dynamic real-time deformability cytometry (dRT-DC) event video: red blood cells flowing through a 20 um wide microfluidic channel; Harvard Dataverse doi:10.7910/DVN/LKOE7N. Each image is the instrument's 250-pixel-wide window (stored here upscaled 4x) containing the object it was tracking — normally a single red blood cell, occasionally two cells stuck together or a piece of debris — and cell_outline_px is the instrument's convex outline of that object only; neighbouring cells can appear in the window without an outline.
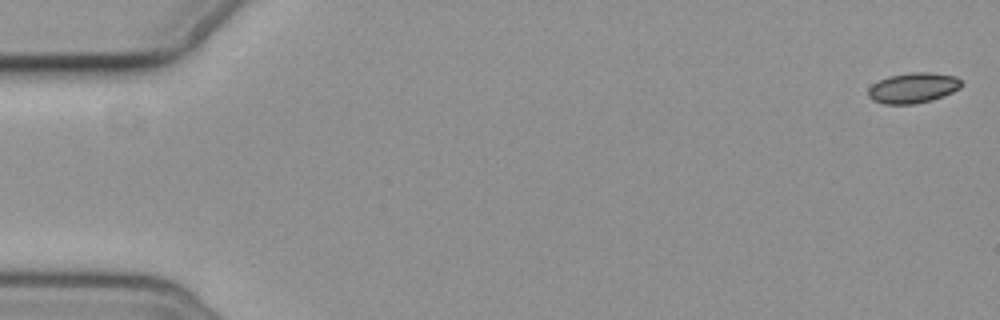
{"species": "common noctule bat (a hibernating species)", "species_latin": "Nyctalus noctula", "temperature_condition": "cold", "stored_images_in_passage": 2, "camera_frame_rate_fps": 3000, "um_per_image_px": 0.085, "animal": {"sex": "female", "body_mass_g": 19.3, "forearm_length_mm": 54.1}, "frame": {"image": 1, "passage_image": 1, "time_ms": 0.0, "image_size_px": [1000, 320], "cell_outline_px": [[964, 84], [960, 88], [944, 96], [932, 100], [912, 104], [884, 104], [872, 100], [868, 96], [868, 88], [872, 84], [888, 76], [912, 72], [928, 72], [956, 76]], "centroid_in_image_um": [77.62, 7.47], "position_along_channel_um": 7.4, "area_um2": 16.59}}